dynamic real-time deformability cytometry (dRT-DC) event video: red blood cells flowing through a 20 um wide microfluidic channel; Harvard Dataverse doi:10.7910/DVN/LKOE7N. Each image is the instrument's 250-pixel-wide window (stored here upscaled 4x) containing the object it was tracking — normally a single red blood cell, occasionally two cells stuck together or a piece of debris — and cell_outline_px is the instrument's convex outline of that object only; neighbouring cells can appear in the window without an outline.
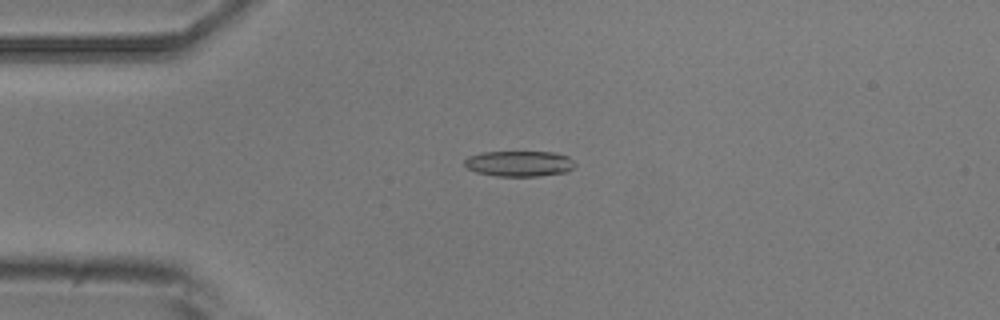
{"species": "common noctule bat (a hibernating species)", "species_latin": "Nyctalus noctula", "temperature_condition": "room temperature", "stored_images_in_passage": 15, "camera_frame_rate_fps": 3000, "um_per_image_px": 0.085, "animal": {"sex": "male", "body_mass_g": 20.5, "forearm_length_mm": 52.5}, "frame": {"image": 1, "passage_image": 4, "time_ms": 4.0, "image_size_px": [1000, 320], "cell_outline_px": [[576, 164], [568, 172], [540, 176], [496, 176], [476, 172], [468, 168], [464, 164], [464, 160], [468, 156], [480, 152], [552, 152], [568, 156]], "centroid_in_image_um": [44.13, 13.91], "position_along_channel_um": 40.9, "area_um2": 16.59}}
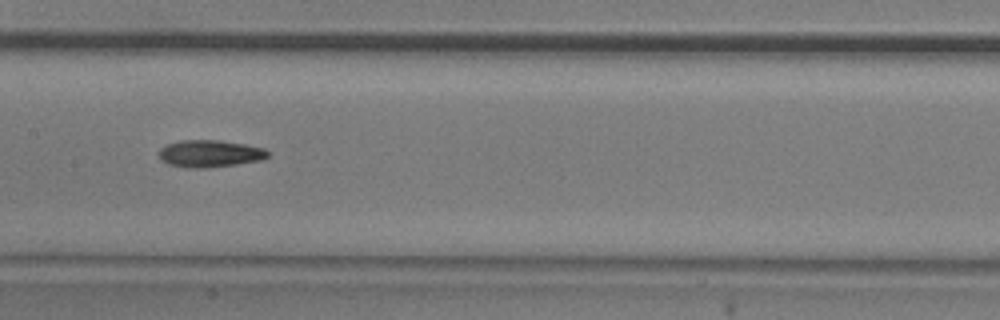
{"frame": {"image": 2, "passage_image": 8, "time_ms": 8.667, "image_size_px": [1000, 320], "cell_outline_px": [[268, 156], [264, 160], [208, 168], [184, 168], [168, 164], [160, 160], [160, 148], [168, 144], [180, 140], [220, 140], [244, 144], [264, 148], [268, 152]], "centroid_in_image_um": [17.83, 13.06], "position_along_channel_um": 189.6, "area_um2": 17.34}}
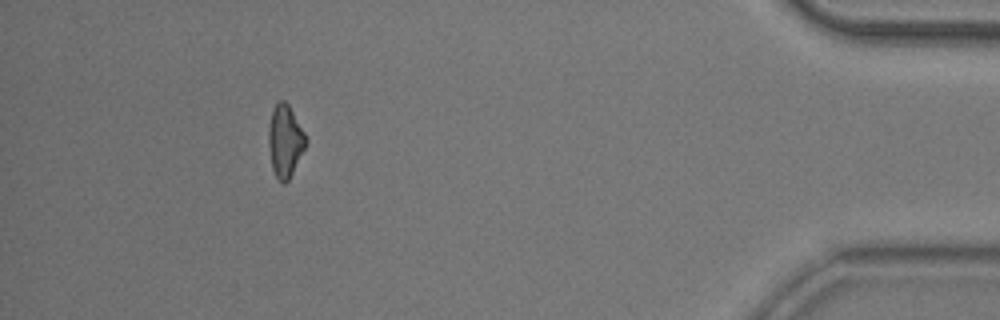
{"frame": {"image": 3, "passage_image": 14, "time_ms": 16.333, "image_size_px": [1000, 320], "cell_outline_px": [[308, 140], [288, 180], [284, 184], [276, 176], [272, 168], [268, 144], [268, 128], [272, 108], [280, 100], [284, 100], [288, 104], [304, 132]], "centroid_in_image_um": [24.21, 11.95], "position_along_channel_um": 411.0, "area_um2": 15.43}, "authors_computed_cell_mechanics": {"area_um2": 16.5886, "velocity_mm_per_s": 3.6629, "shape_relaxation_time_tau1_ms": 3.0645, "shape_relaxation_time_tau2_ms": 6.238, "deformation_change_tau1": 0.1074, "deformation_change_tau2": 0.1502}}